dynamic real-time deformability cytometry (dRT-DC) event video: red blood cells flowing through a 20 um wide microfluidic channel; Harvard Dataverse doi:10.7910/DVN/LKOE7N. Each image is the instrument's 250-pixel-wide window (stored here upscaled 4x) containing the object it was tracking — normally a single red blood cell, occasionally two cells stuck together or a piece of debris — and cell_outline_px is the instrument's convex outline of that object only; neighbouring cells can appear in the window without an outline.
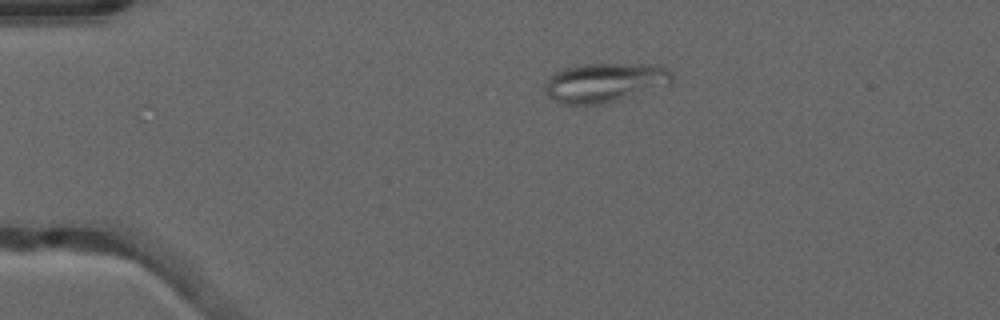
{"species": "common noctule bat (a hibernating species)", "species_latin": "Nyctalus noctula", "temperature_condition": "warm", "stored_images_in_passage": 46, "camera_frame_rate_fps": 3000, "um_per_image_px": 0.085, "animal": {"sex": "male", "forearm_length_mm": 52.5}, "frame": {"image": 1, "passage_image": 5, "time_ms": 1.333, "image_size_px": [1000, 320], "cell_outline_px": [[676, 76], [672, 84], [620, 100], [604, 104], [560, 104], [548, 96], [544, 92], [544, 84], [548, 76], [564, 68], [584, 64], [648, 64], [668, 68]], "centroid_in_image_um": [51.43, 7.02], "position_along_channel_um": 33.6, "area_um2": 29.65}}
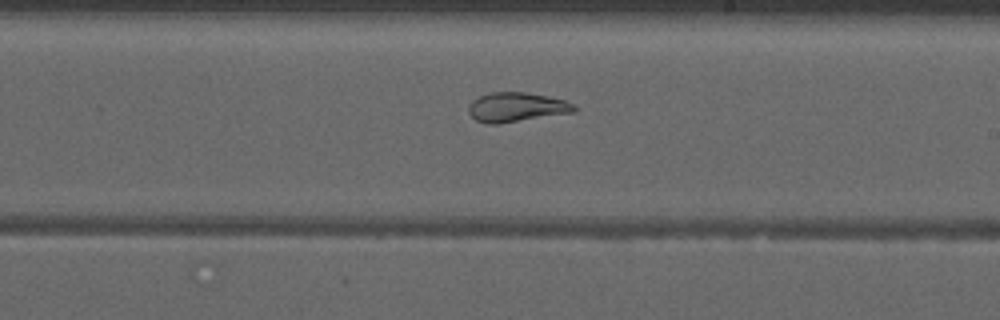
{"frame": {"image": 2, "passage_image": 25, "time_ms": 8.0, "image_size_px": [1000, 320], "cell_outline_px": [[576, 112], [500, 124], [488, 124], [476, 120], [468, 112], [468, 104], [472, 100], [480, 96], [492, 92], [528, 92], [548, 96], [564, 100], [576, 104]], "centroid_in_image_um": [43.92, 9.11], "position_along_channel_um": 245.1, "area_um2": 18.38}}
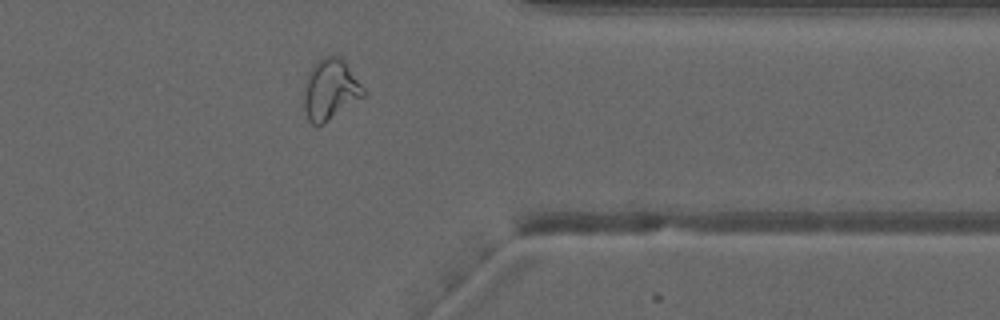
{"frame": {"image": 3, "passage_image": 36, "time_ms": 11.667, "image_size_px": [1000, 320], "cell_outline_px": [[364, 96], [324, 124], [316, 128], [308, 120], [304, 108], [304, 84], [308, 72], [312, 64], [324, 56], [340, 56], [364, 88]], "centroid_in_image_um": [28.03, 7.63], "position_along_channel_um": 383.4, "area_um2": 21.15}, "authors_computed_cell_mechanics": {"area_um2": 22.0796, "velocity_mm_per_s": 4.0014, "shape_relaxation_time_tau1_ms": null, "shape_relaxation_time_tau2_ms": 1.0342, "deformation_change_tau1": null, "deformation_change_tau2": 0.0503}}